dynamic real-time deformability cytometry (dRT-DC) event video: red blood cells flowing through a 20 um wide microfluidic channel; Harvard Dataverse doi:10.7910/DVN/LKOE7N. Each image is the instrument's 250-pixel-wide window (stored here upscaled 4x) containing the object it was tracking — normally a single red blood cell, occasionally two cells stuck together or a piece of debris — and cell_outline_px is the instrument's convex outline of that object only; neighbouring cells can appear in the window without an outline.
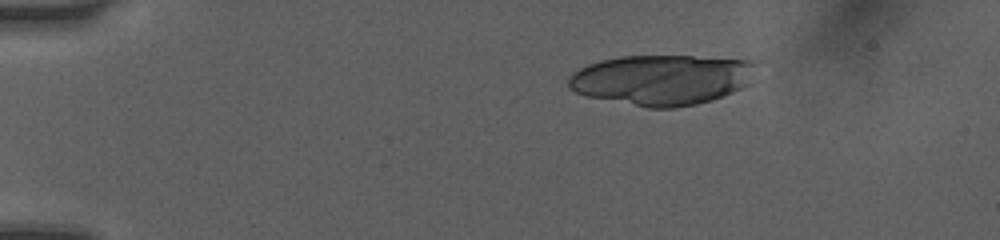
{"species": "human", "species_latin": "Homo sapiens", "temperature_condition": "room temperature", "stored_images_in_passage": 40, "camera_frame_rate_fps": 3000, "um_per_image_px": 0.085, "donor": {"sex": "female"}, "frame": {"image": 1, "passage_image": 1, "time_ms": 0.0, "image_size_px": [1000, 240], "cell_outline_px": [[760, 60], [748, 84], [732, 92], [712, 100], [696, 104], [672, 108], [648, 108], [584, 96], [568, 88], [568, 80], [572, 72], [588, 64], [600, 60], [620, 56], [692, 56]], "centroid_in_image_um": [56.26, 6.77], "position_along_channel_um": 28.7, "area_um2": 55.55}}
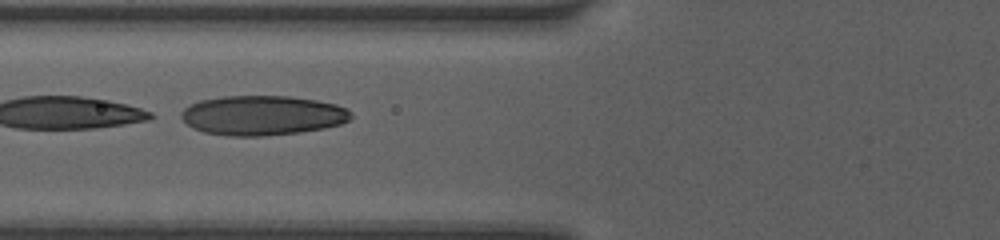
{"frame": {"image": 2, "passage_image": 17, "time_ms": 4.0, "image_size_px": [1000, 240], "cell_outline_px": [[352, 116], [348, 120], [340, 124], [324, 128], [296, 132], [264, 136], [232, 136], [204, 132], [188, 124], [180, 116], [180, 112], [184, 108], [200, 100], [224, 96], [288, 96], [316, 100], [336, 104], [348, 108], [352, 112]], "centroid_in_image_um": [22.33, 9.8], "position_along_channel_um": 103.5, "area_um2": 39.07}}
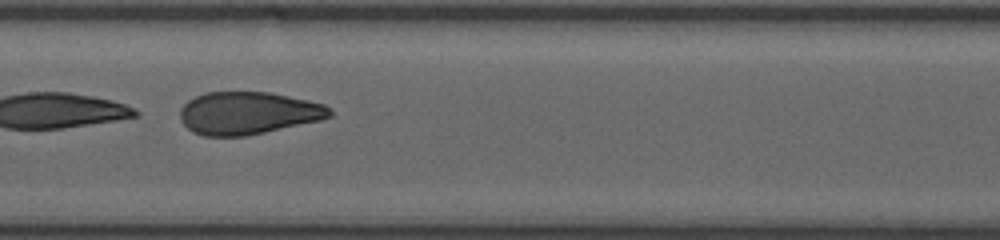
{"frame": {"image": 3, "passage_image": 23, "time_ms": 6.0, "image_size_px": [1000, 240], "cell_outline_px": [[332, 116], [320, 120], [248, 136], [204, 136], [192, 132], [180, 120], [180, 108], [188, 100], [196, 96], [208, 92], [268, 92], [308, 100], [324, 104], [332, 108]], "centroid_in_image_um": [21.09, 9.62], "position_along_channel_um": 186.3, "area_um2": 37.22}}